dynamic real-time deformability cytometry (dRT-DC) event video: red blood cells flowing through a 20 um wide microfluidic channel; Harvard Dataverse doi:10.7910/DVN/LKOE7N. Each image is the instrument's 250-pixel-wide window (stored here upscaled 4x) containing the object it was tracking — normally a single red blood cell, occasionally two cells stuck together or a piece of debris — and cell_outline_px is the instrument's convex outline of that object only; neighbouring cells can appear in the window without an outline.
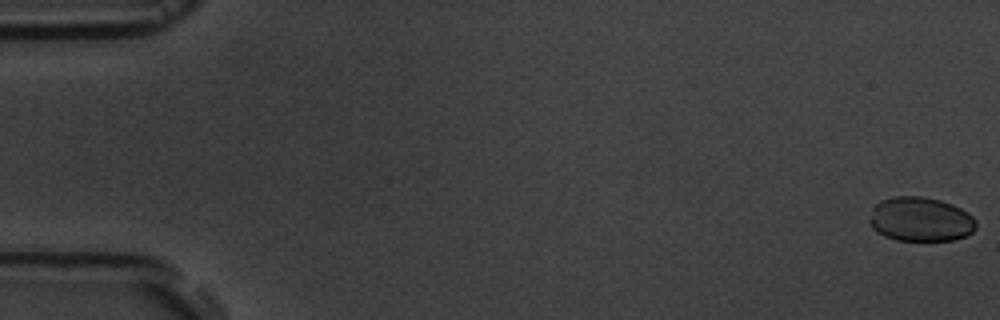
{"species": "common noctule bat (a hibernating species)", "species_latin": "Nyctalus noctula", "temperature_condition": "room temperature", "stored_images_in_passage": 5, "camera_frame_rate_fps": 3000, "um_per_image_px": 0.085, "animal": {"sex": "male", "body_mass_g": 19.5, "forearm_length_mm": 54.6}, "frame": {"image": 1, "passage_image": 1, "time_ms": 0.0, "image_size_px": [1000, 320], "cell_outline_px": [[976, 228], [972, 232], [964, 236], [952, 240], [896, 240], [884, 236], [876, 232], [872, 228], [868, 220], [872, 208], [880, 200], [892, 196], [920, 196], [940, 200], [952, 204], [968, 212], [976, 220]], "centroid_in_image_um": [78.21, 18.63], "position_along_channel_um": 6.8, "area_um2": 27.74}}
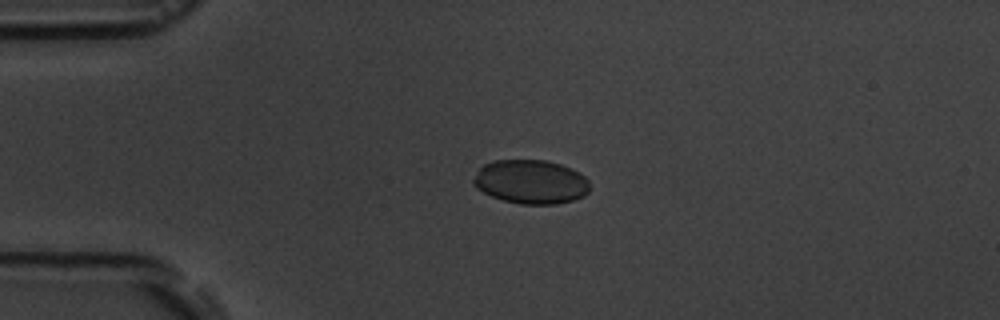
{"frame": {"image": 2, "passage_image": 5, "time_ms": 4.333, "image_size_px": [1000, 320], "cell_outline_px": [[588, 192], [584, 196], [572, 200], [556, 204], [520, 204], [504, 200], [492, 196], [476, 188], [472, 184], [472, 180], [480, 168], [484, 164], [492, 160], [544, 160], [560, 164], [572, 168], [580, 172], [588, 180]], "centroid_in_image_um": [45.11, 15.45], "position_along_channel_um": 39.9, "area_um2": 29.82}}